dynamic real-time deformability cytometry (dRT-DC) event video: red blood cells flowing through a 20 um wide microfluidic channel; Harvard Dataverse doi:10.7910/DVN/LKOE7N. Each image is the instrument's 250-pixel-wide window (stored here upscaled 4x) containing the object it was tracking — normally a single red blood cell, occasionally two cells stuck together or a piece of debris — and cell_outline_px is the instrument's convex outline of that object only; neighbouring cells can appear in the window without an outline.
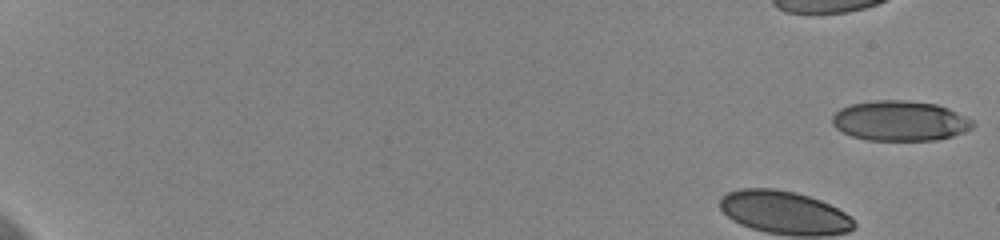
{"species": "human", "species_latin": "Homo sapiens", "temperature_condition": "cold", "stored_images_in_passage": 87, "camera_frame_rate_fps": 3000, "um_per_image_px": 0.085, "donor": {"sex": "female"}, "frame": {"image": 1, "passage_image": 1, "time_ms": 0.0, "image_size_px": [1000, 240], "cell_outline_px": [[976, 124], [972, 128], [952, 136], [936, 140], [868, 140], [852, 136], [836, 128], [832, 124], [832, 116], [840, 108], [852, 104], [876, 100], [904, 100], [936, 104], [948, 108], [972, 120]], "centroid_in_image_um": [76.49, 10.27], "position_along_channel_um": 8.5, "area_um2": 32.66}}